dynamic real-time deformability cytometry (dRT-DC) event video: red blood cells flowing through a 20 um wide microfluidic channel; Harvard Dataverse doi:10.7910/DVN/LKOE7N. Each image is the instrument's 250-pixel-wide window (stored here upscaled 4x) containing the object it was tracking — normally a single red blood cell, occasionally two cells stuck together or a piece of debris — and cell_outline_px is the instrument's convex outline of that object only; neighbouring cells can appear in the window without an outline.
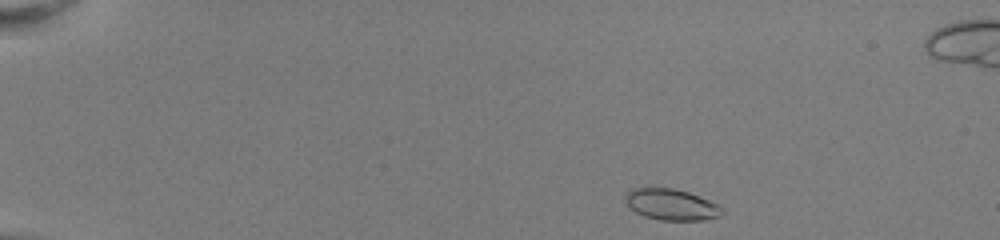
{"species": "common noctule bat (a hibernating species)", "species_latin": "Nyctalus noctula", "temperature_condition": "room temperature", "stored_images_in_passage": 45, "camera_frame_rate_fps": 3000, "um_per_image_px": 0.085, "animal": {"sex": "female", "body_mass_g": 22.0, "forearm_length_mm": 56.7}, "frame": {"image": 1, "passage_image": 2, "time_ms": 0.333, "image_size_px": [1000, 240], "cell_outline_px": [[724, 212], [720, 216], [708, 220], [660, 220], [644, 216], [636, 212], [624, 204], [624, 196], [632, 188], [672, 188], [688, 192], [720, 204]], "centroid_in_image_um": [57.06, 17.39], "position_along_channel_um": 27.9, "area_um2": 17.8}}
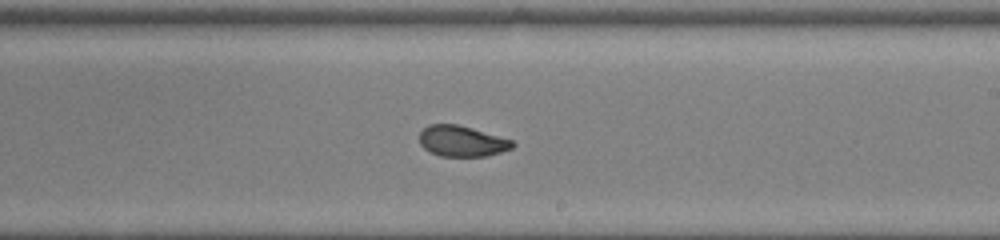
{"frame": {"image": 2, "passage_image": 26, "time_ms": 8.333, "image_size_px": [1000, 240], "cell_outline_px": [[516, 144], [512, 148], [488, 156], [440, 156], [424, 148], [420, 144], [420, 132], [428, 124], [456, 124], [472, 128], [512, 140]], "centroid_in_image_um": [39.26, 11.99], "position_along_channel_um": 249.7, "area_um2": 16.59}}
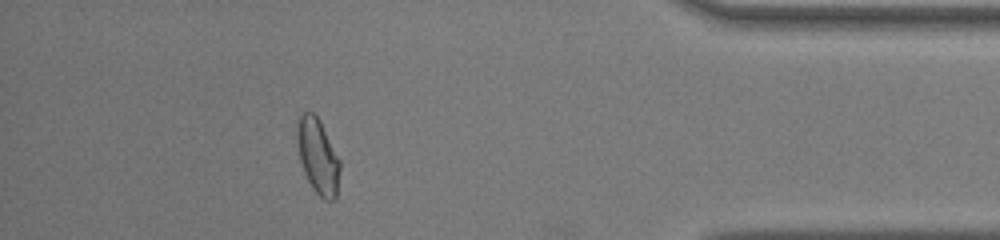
{"frame": {"image": 3, "passage_image": 40, "time_ms": 13.0, "image_size_px": [1000, 240], "cell_outline_px": [[340, 168], [336, 200], [324, 200], [312, 188], [304, 172], [300, 160], [296, 140], [296, 120], [304, 112], [312, 112], [320, 120], [340, 160]], "centroid_in_image_um": [27.01, 13.27], "position_along_channel_um": 408.2, "area_um2": 18.9}, "authors_computed_cell_mechanics": {"area_um2": 17.3978, "velocity_mm_per_s": 4.0478, "shape_relaxation_time_tau1_ms": 5.5973, "shape_relaxation_time_tau2_ms": 0.4989, "deformation_change_tau1": 0.1897, "deformation_change_tau2": 0.0508}}